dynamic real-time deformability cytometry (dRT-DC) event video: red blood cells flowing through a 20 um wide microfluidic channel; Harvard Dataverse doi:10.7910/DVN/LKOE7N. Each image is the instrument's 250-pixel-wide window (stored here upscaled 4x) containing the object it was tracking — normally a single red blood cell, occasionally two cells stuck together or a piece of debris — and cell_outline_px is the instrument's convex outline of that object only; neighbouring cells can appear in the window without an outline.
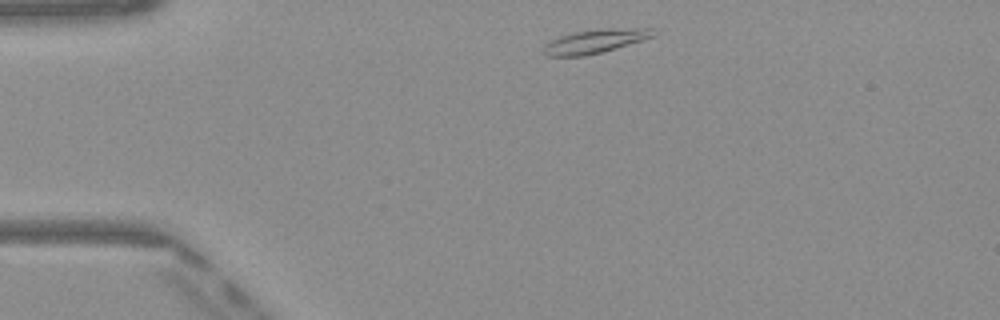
{"species": "Egyptian fruit bat (a non-hibernating species)", "species_latin": "Rousettus aegyptiacus", "temperature_condition": "warm", "stored_images_in_passage": 40, "camera_frame_rate_fps": 3000, "um_per_image_px": 0.085, "frame": {"image": 1, "passage_image": 1, "time_ms": 0.0, "image_size_px": [1000, 320], "cell_outline_px": [[660, 32], [656, 36], [644, 40], [600, 52], [584, 56], [544, 56], [544, 48], [548, 40], [560, 36], [576, 32], [600, 28], [652, 28]], "centroid_in_image_um": [50.65, 3.48], "position_along_channel_um": 34.4, "area_um2": 15.37}}
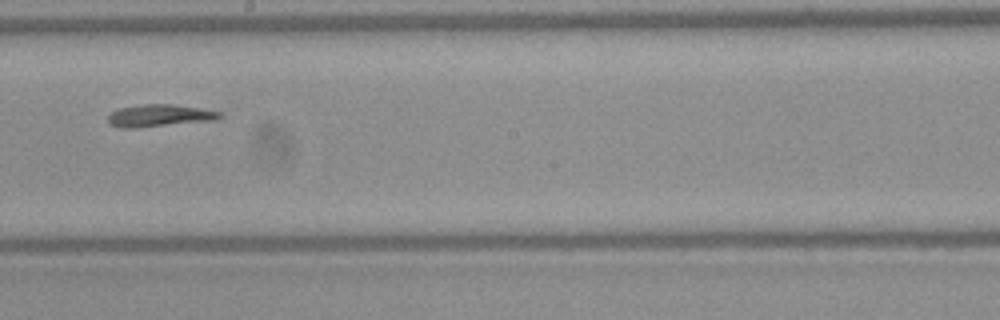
{"frame": {"image": 2, "passage_image": 19, "time_ms": 6.0, "image_size_px": [1000, 320], "cell_outline_px": [[220, 116], [212, 120], [136, 128], [120, 128], [108, 124], [108, 116], [112, 112], [120, 108], [140, 104], [172, 104], [200, 108], [220, 112]], "centroid_in_image_um": [13.47, 9.82], "position_along_channel_um": 234.7, "area_um2": 14.28}}
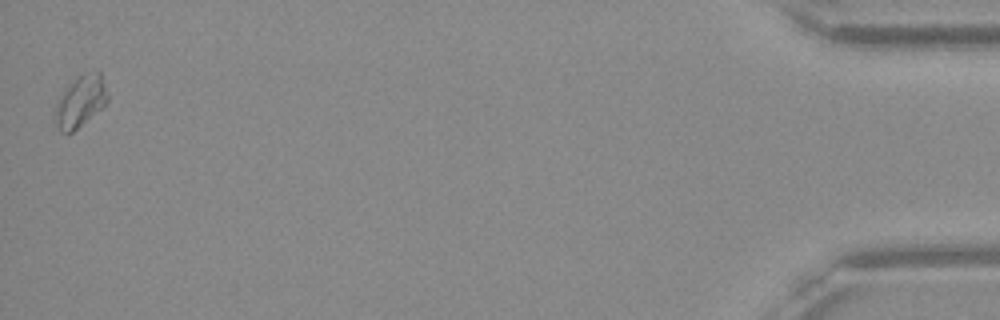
{"frame": {"image": 3, "passage_image": 40, "time_ms": 13.0, "image_size_px": [1000, 320], "cell_outline_px": [[108, 100], [104, 108], [72, 132], [60, 132], [52, 120], [52, 116], [56, 104], [64, 88], [84, 72], [100, 72], [108, 96]], "centroid_in_image_um": [6.8, 8.65], "position_along_channel_um": 428.4, "area_um2": 16.01}, "authors_computed_cell_mechanics": {"area_um2": 14.2766, "velocity_mm_per_s": 4.0808, "shape_relaxation_time_tau1_ms": null, "shape_relaxation_time_tau2_ms": 5.847, "deformation_change_tau1": null, "deformation_change_tau2": 0.1169}}